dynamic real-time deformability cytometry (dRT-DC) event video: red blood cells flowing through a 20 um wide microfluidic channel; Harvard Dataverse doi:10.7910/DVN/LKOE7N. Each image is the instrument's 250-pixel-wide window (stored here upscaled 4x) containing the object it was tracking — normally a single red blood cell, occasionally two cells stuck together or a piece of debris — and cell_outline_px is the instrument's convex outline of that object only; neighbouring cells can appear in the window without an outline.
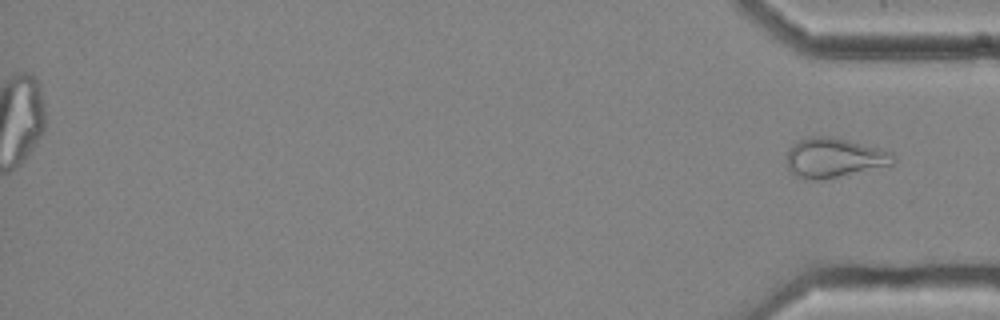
{"species": "common noctule bat (a hibernating species)", "species_latin": "Nyctalus noctula", "temperature_condition": "cold", "stored_images_in_passage": 42, "segment_of_instrument_passage": [2, 2], "camera_frame_rate_fps": 3000, "um_per_image_px": 0.085, "animal": {"sex": "female", "body_mass_g": 25.1}, "frame": {"image": 1, "passage_image": 42, "time_ms": 13.667, "image_size_px": [1000, 320], "cell_outline_px": [[896, 160], [892, 164], [824, 180], [812, 180], [788, 172], [788, 148], [796, 140], [812, 136], [828, 136], [848, 140], [880, 148], [892, 152], [896, 156]], "centroid_in_image_um": [70.89, 13.4], "position_along_channel_um": 364.3, "area_um2": 24.62}}